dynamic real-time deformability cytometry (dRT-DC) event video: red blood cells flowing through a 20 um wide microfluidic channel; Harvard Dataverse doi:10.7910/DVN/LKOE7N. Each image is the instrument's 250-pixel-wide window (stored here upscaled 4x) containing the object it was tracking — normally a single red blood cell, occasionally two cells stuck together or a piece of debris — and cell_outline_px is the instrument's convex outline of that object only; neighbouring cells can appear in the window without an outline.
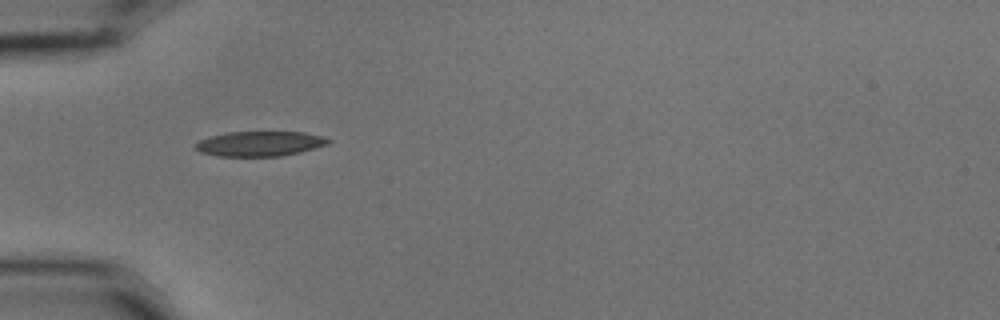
{"species": "common noctule bat (a hibernating species)", "species_latin": "Nyctalus noctula", "temperature_condition": "cold", "stored_images_in_passage": 11, "camera_frame_rate_fps": 3000, "um_per_image_px": 0.085, "animal": {"sex": "male", "body_mass_g": 15.6}, "frame": {"image": 1, "passage_image": 1, "time_ms": 0.0, "image_size_px": [1000, 320], "cell_outline_px": [[332, 140], [328, 144], [300, 152], [280, 156], [220, 156], [200, 152], [192, 148], [200, 140], [212, 136], [228, 132], [304, 132], [324, 136]], "centroid_in_image_um": [22.1, 12.21], "position_along_channel_um": 62.9, "area_um2": 19.25}}
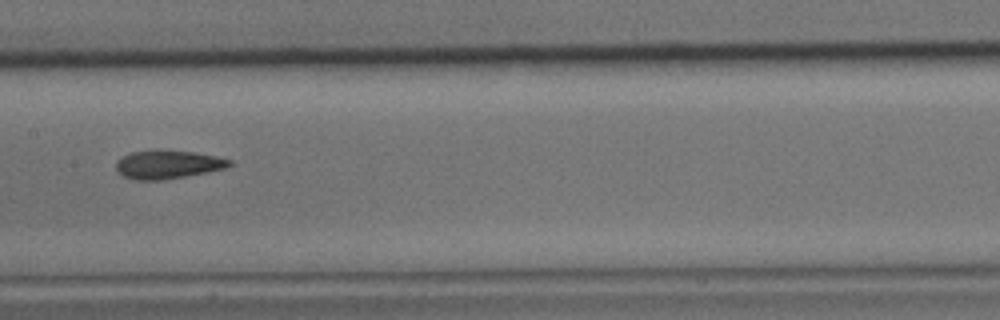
{"frame": {"image": 2, "passage_image": 4, "time_ms": 1.0, "image_size_px": [1000, 320], "cell_outline_px": [[232, 164], [224, 168], [184, 176], [160, 180], [136, 180], [124, 176], [116, 168], [116, 160], [132, 152], [156, 148], [196, 152], [216, 156], [232, 160]], "centroid_in_image_um": [14.24, 13.94], "position_along_channel_um": 193.2, "area_um2": 18.84}}
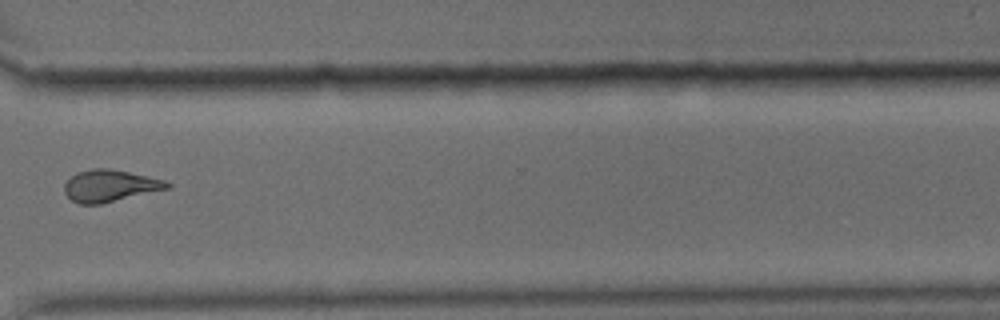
{"frame": {"image": 3, "passage_image": 8, "time_ms": 2.333, "image_size_px": [1000, 320], "cell_outline_px": [[172, 184], [168, 188], [100, 204], [80, 204], [72, 200], [64, 192], [64, 184], [76, 172], [92, 168], [108, 168], [148, 176], [164, 180]], "centroid_in_image_um": [9.31, 15.78], "position_along_channel_um": 361.3, "area_um2": 18.84}}